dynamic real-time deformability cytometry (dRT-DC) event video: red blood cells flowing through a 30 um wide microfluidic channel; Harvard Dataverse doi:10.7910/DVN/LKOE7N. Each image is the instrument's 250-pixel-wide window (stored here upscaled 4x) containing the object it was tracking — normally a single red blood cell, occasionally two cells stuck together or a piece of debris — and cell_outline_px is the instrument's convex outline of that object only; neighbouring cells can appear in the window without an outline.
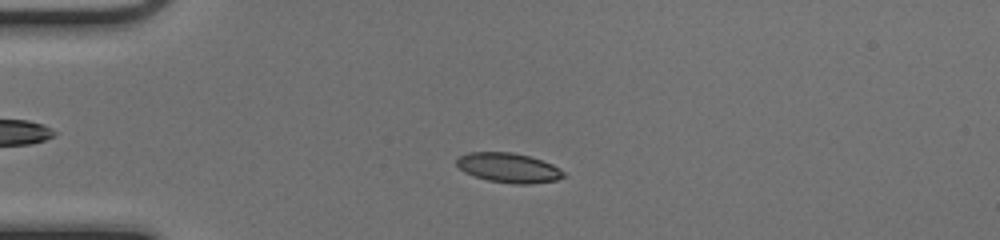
{"species": "common noctule bat (a hibernating species)", "species_latin": "Nyctalus noctula", "temperature_condition": "cold", "stored_images_in_passage": 48, "camera_frame_rate_fps": 3000, "um_per_image_px": 0.085, "animal": {"sex": "female", "body_mass_g": 17.0, "forearm_length_mm": 48.0}, "frame": {"image": 1, "passage_image": 10, "time_ms": 3.0, "image_size_px": [1000, 240], "cell_outline_px": [[564, 176], [556, 180], [532, 184], [512, 184], [488, 180], [464, 172], [456, 164], [456, 160], [460, 156], [468, 152], [512, 152], [528, 156], [552, 164], [564, 172]], "centroid_in_image_um": [43.21, 14.26], "position_along_channel_um": 41.8, "area_um2": 18.32}}
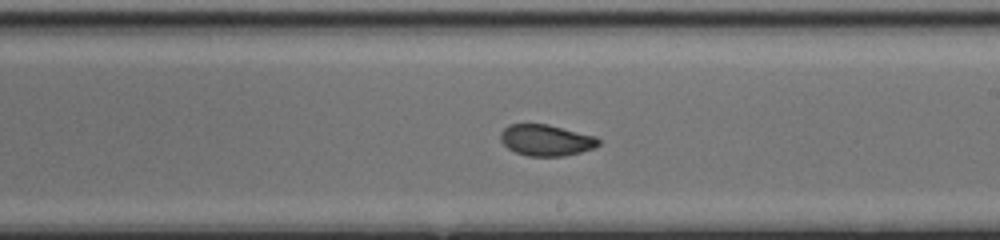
{"frame": {"image": 2, "passage_image": 27, "time_ms": 8.667, "image_size_px": [1000, 240], "cell_outline_px": [[600, 144], [596, 148], [564, 156], [528, 156], [516, 152], [508, 148], [500, 140], [500, 132], [508, 124], [548, 124], [596, 136], [600, 140]], "centroid_in_image_um": [46.43, 11.91], "position_along_channel_um": 242.6, "area_um2": 17.98}}
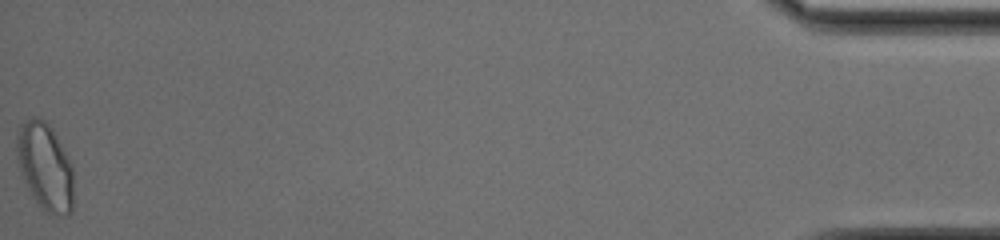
{"frame": {"image": 3, "passage_image": 48, "time_ms": 15.667, "image_size_px": [1000, 240], "cell_outline_px": [[72, 212], [68, 216], [52, 216], [44, 212], [32, 196], [28, 188], [20, 168], [16, 152], [16, 136], [20, 124], [24, 120], [32, 116], [40, 116], [52, 128], [72, 168]], "centroid_in_image_um": [3.81, 14.17], "position_along_channel_um": 431.4, "area_um2": 28.9}, "authors_computed_cell_mechanics": {"area_um2": 18.496, "velocity_mm_per_s": 4.0823, "shape_relaxation_time_tau1_ms": null, "shape_relaxation_time_tau2_ms": 1.0074, "deformation_change_tau1": null, "deformation_change_tau2": 0.0535}}